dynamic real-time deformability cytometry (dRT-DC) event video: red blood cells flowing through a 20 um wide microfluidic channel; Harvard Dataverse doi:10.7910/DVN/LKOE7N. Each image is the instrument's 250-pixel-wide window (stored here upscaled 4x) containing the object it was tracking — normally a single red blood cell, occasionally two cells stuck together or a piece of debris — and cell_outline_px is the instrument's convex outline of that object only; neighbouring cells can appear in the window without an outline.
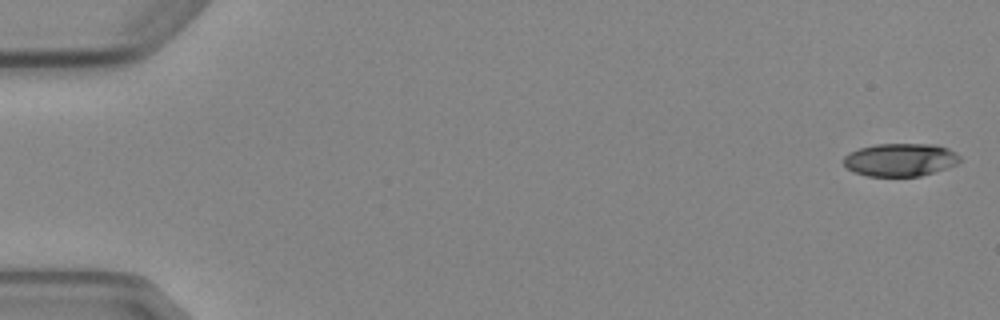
{"species": "Egyptian fruit bat (a non-hibernating species)", "species_latin": "Rousettus aegyptiacus", "temperature_condition": "cold", "stored_images_in_passage": 6, "camera_frame_rate_fps": 3000, "um_per_image_px": 0.085, "animal": {"sex": "female"}, "frame": {"image": 1, "passage_image": 1, "time_ms": 0.0, "image_size_px": [1000, 320], "cell_outline_px": [[960, 160], [956, 164], [948, 168], [920, 176], [868, 176], [856, 172], [848, 168], [844, 164], [844, 156], [848, 152], [860, 148], [876, 144], [936, 144], [948, 148], [956, 152], [960, 156]], "centroid_in_image_um": [76.55, 13.57], "position_along_channel_um": 8.4, "area_um2": 22.37}}
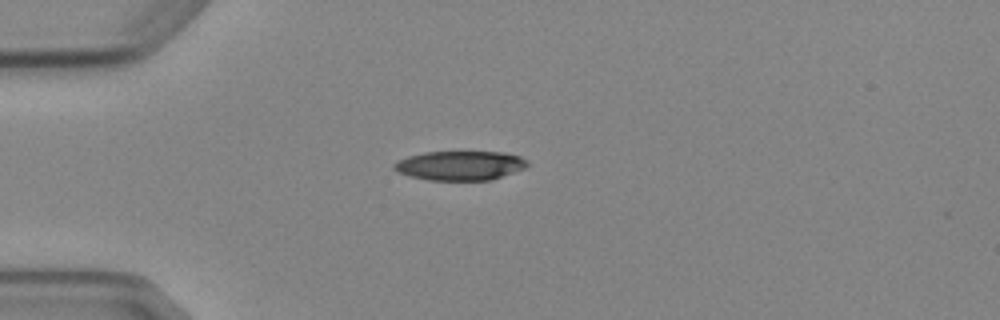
{"frame": {"image": 2, "passage_image": 4, "time_ms": 4.333, "image_size_px": [1000, 320], "cell_outline_px": [[528, 164], [524, 168], [488, 180], [428, 180], [396, 172], [392, 168], [392, 164], [396, 160], [408, 156], [424, 152], [504, 152], [520, 156], [528, 160]], "centroid_in_image_um": [39.05, 14.06], "position_along_channel_um": 46.0, "area_um2": 22.72}}
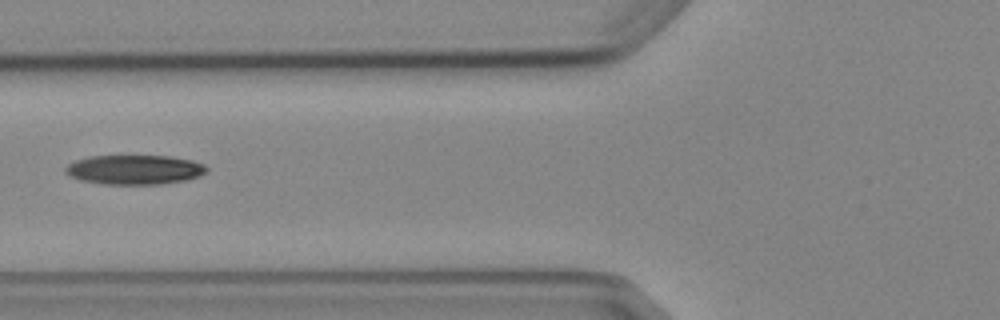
{"frame": {"image": 3, "passage_image": 6, "time_ms": 6.667, "image_size_px": [1000, 320], "cell_outline_px": [[208, 172], [200, 176], [188, 180], [160, 184], [104, 184], [80, 180], [64, 172], [64, 168], [68, 164], [76, 160], [88, 156], [172, 156], [192, 160], [204, 164], [208, 168]], "centroid_in_image_um": [11.47, 14.42], "position_along_channel_um": 114.3, "area_um2": 24.45}}